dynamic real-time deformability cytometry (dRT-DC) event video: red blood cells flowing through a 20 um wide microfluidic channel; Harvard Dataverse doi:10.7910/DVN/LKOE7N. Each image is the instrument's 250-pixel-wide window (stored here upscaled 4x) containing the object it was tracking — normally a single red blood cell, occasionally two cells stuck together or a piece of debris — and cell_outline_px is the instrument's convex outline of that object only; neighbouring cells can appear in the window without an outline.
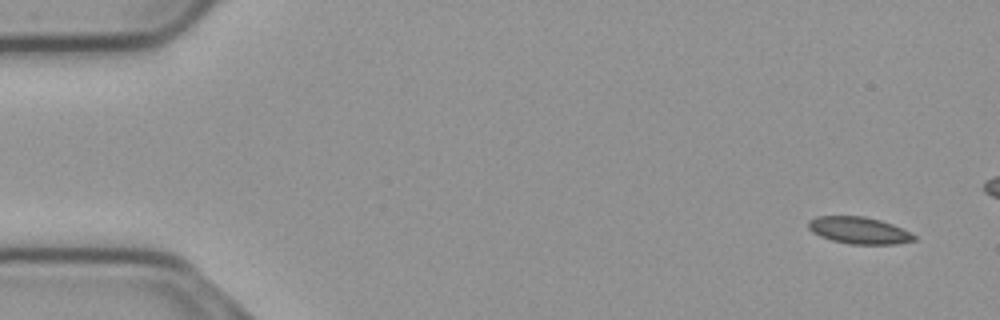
{"species": "common noctule bat (a hibernating species)", "species_latin": "Nyctalus noctula", "temperature_condition": "cold", "stored_images_in_passage": 15, "camera_frame_rate_fps": 3000, "um_per_image_px": 0.085, "animal": {"sex": "male", "body_mass_g": 23.1, "forearm_length_mm": 52.7}, "frame": {"image": 1, "passage_image": 1, "time_ms": 0.0, "image_size_px": [1000, 320], "cell_outline_px": [[916, 240], [896, 244], [848, 244], [832, 240], [820, 236], [812, 232], [808, 228], [808, 220], [816, 216], [864, 216], [880, 220], [892, 224], [916, 236]], "centroid_in_image_um": [72.98, 19.58], "position_along_channel_um": 12.0, "area_um2": 16.53}}